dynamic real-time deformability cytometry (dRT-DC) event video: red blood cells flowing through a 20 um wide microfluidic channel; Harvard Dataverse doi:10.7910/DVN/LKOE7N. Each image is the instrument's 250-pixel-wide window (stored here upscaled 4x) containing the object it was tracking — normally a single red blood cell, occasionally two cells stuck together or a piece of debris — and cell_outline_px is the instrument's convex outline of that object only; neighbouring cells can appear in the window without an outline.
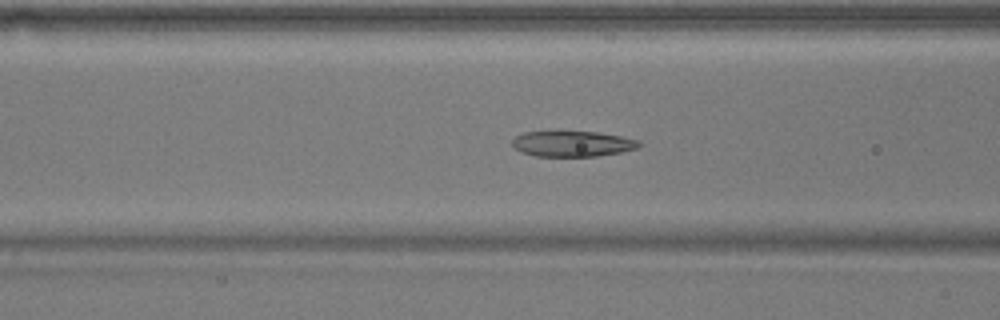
{"species": "common noctule bat (a hibernating species)", "species_latin": "Nyctalus noctula", "temperature_condition": "warm", "stored_images_in_passage": 54, "camera_frame_rate_fps": 3000, "um_per_image_px": 0.085, "animal": {"sex": "male", "body_mass_g": 17.9}, "frame": {"image": 1, "passage_image": 20, "time_ms": 6.333, "image_size_px": [1000, 320], "cell_outline_px": [[644, 144], [636, 148], [620, 152], [596, 156], [536, 156], [520, 152], [512, 144], [512, 140], [516, 136], [524, 132], [600, 132], [640, 140]], "centroid_in_image_um": [48.68, 12.22], "position_along_channel_um": 117.9, "area_um2": 18.84}}
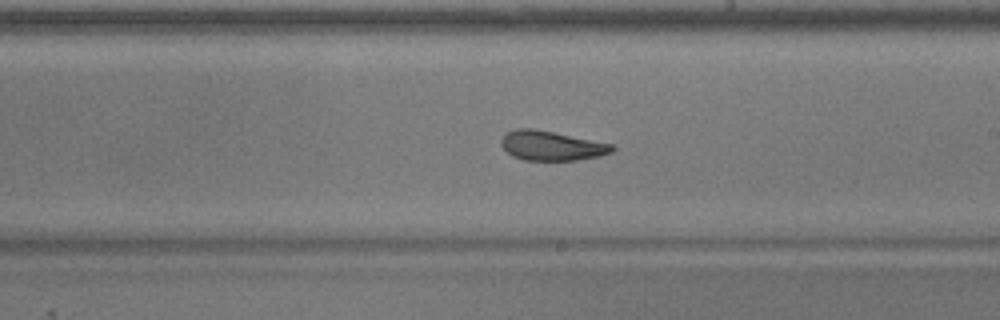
{"frame": {"image": 2, "passage_image": 30, "time_ms": 9.667, "image_size_px": [1000, 320], "cell_outline_px": [[616, 148], [612, 152], [600, 156], [576, 160], [524, 160], [512, 156], [500, 144], [500, 140], [504, 132], [516, 128], [532, 128], [612, 144]], "centroid_in_image_um": [46.83, 12.38], "position_along_channel_um": 242.2, "area_um2": 19.07}}
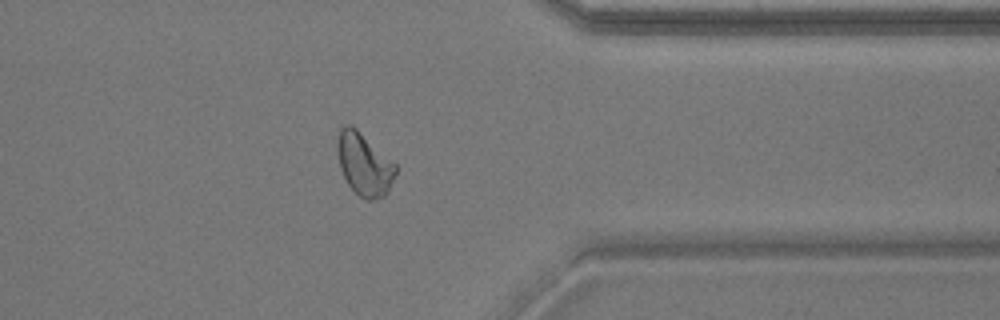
{"frame": {"image": 3, "passage_image": 42, "time_ms": 13.667, "image_size_px": [1000, 320], "cell_outline_px": [[396, 172], [388, 192], [384, 196], [376, 200], [368, 200], [360, 196], [348, 184], [340, 168], [336, 148], [336, 144], [340, 128], [344, 124], [352, 124], [396, 164]], "centroid_in_image_um": [30.94, 13.94], "position_along_channel_um": 380.5, "area_um2": 21.27}, "authors_computed_cell_mechanics": {"area_um2": 21.4727, "velocity_mm_per_s": 3.7213, "shape_relaxation_time_tau1_ms": 8.0124, "shape_relaxation_time_tau2_ms": 2.2616, "deformation_change_tau1": 0.1749, "deformation_change_tau2": 0.0901}}